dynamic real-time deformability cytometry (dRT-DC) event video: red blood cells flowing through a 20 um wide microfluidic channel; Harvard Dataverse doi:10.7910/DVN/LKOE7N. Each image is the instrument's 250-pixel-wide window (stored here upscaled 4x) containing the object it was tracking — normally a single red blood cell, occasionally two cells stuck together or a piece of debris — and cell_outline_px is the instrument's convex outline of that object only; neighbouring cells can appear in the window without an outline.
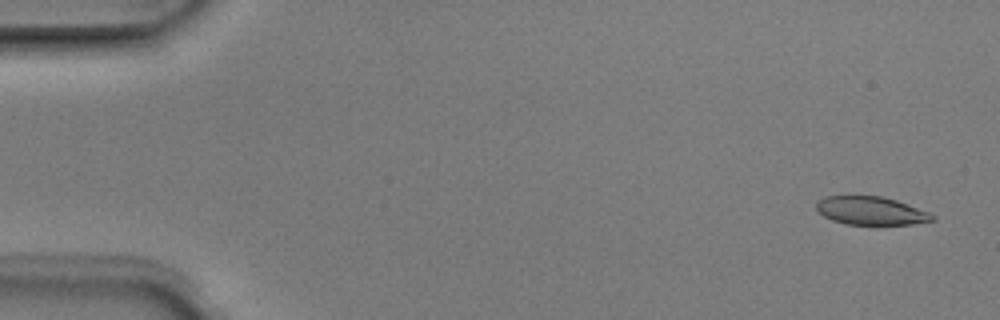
{"species": "Egyptian fruit bat (a non-hibernating species)", "species_latin": "Rousettus aegyptiacus", "temperature_condition": "room temperature", "stored_images_in_passage": 5, "camera_frame_rate_fps": 3000, "um_per_image_px": 0.085, "animal": {"sex": "male"}, "frame": {"image": 1, "passage_image": 1, "time_ms": 0.0, "image_size_px": [1000, 320], "cell_outline_px": [[936, 220], [912, 224], [844, 224], [832, 220], [824, 216], [816, 208], [816, 204], [824, 196], [884, 196], [896, 200], [928, 212], [936, 216]], "centroid_in_image_um": [74.04, 17.91], "position_along_channel_um": 11.0, "area_um2": 18.96}}
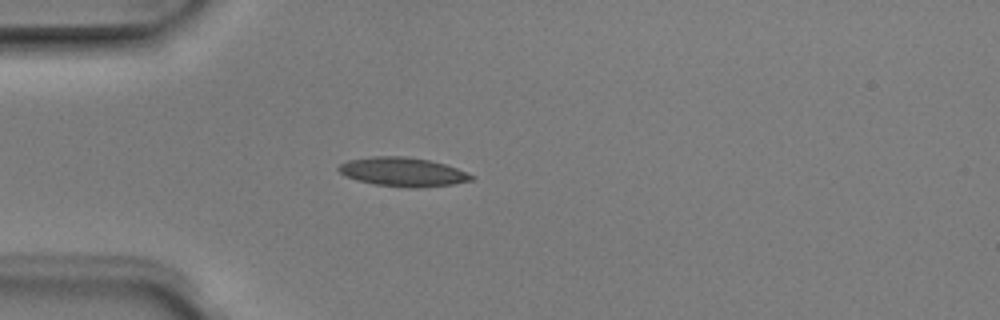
{"frame": {"image": 2, "passage_image": 3, "time_ms": 0.667, "image_size_px": [1000, 320], "cell_outline_px": [[476, 176], [472, 180], [452, 184], [416, 188], [408, 188], [376, 184], [356, 180], [344, 176], [336, 168], [340, 164], [348, 160], [372, 156], [404, 156], [428, 160], [444, 164], [456, 168]], "centroid_in_image_um": [34.21, 14.61], "position_along_channel_um": 50.8, "area_um2": 22.37}}
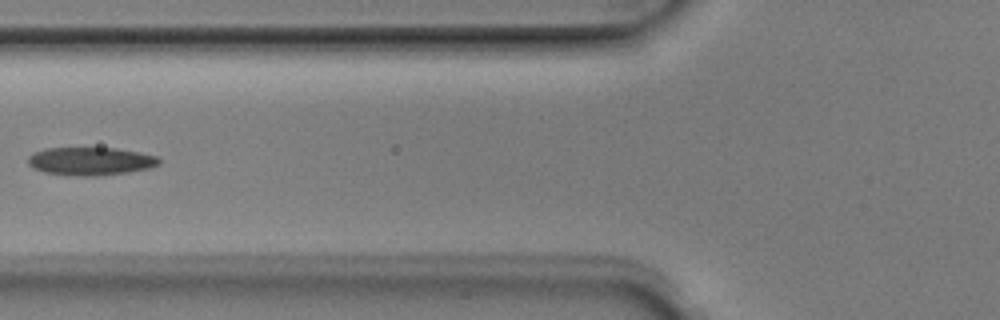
{"frame": {"image": 3, "passage_image": 5, "time_ms": 1.333, "image_size_px": [1000, 320], "cell_outline_px": [[160, 164], [148, 168], [128, 172], [96, 176], [84, 176], [44, 172], [32, 168], [28, 164], [28, 156], [32, 152], [44, 148], [116, 148], [140, 152], [156, 156], [160, 160]], "centroid_in_image_um": [7.67, 13.69], "position_along_channel_um": 118.1, "area_um2": 21.44}}